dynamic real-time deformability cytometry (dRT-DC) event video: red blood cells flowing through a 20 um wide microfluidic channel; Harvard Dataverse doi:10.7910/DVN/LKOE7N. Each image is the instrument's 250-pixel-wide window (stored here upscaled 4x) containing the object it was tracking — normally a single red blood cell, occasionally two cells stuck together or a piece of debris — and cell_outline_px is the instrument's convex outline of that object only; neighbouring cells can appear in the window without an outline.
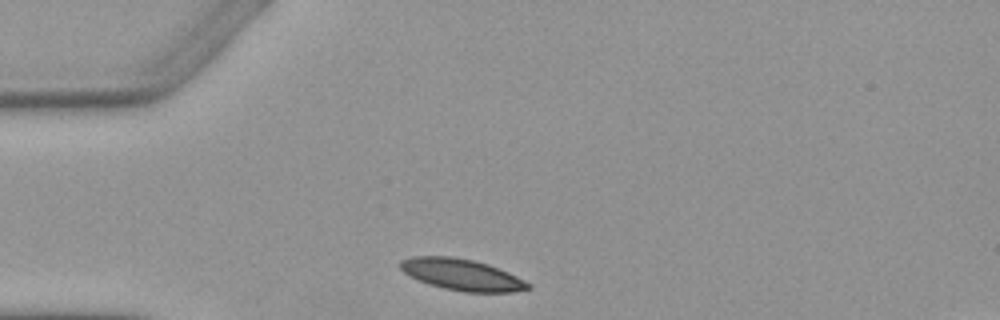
{"species": "Egyptian fruit bat (a non-hibernating species)", "species_latin": "Rousettus aegyptiacus", "temperature_condition": "warm", "stored_images_in_passage": 3, "camera_frame_rate_fps": 3000, "um_per_image_px": 0.085, "animal": {"sex": "female"}, "frame": {"image": 1, "passage_image": 1, "time_ms": 0.0, "image_size_px": [1000, 320], "cell_outline_px": [[532, 288], [512, 292], [464, 292], [444, 288], [428, 284], [404, 272], [396, 264], [400, 260], [412, 256], [452, 256], [472, 260], [488, 264], [508, 272], [532, 284]], "centroid_in_image_um": [39.25, 23.34], "position_along_channel_um": 45.8, "area_um2": 23.41}}
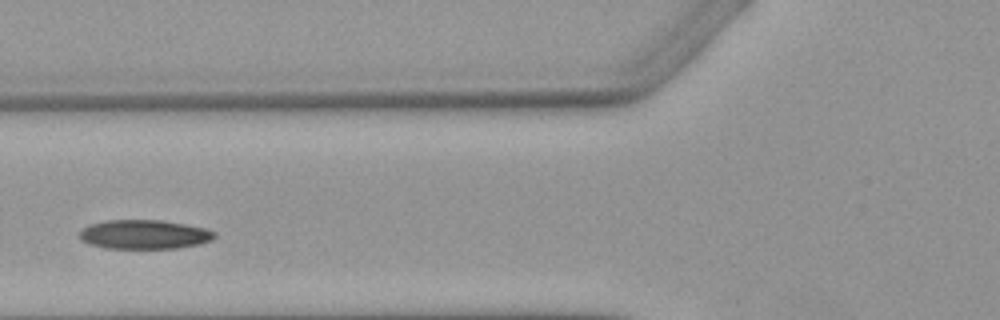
{"frame": {"image": 2, "passage_image": 3, "time_ms": 2.333, "image_size_px": [1000, 320], "cell_outline_px": [[216, 236], [212, 240], [200, 244], [176, 248], [104, 248], [88, 244], [80, 240], [80, 232], [88, 224], [108, 220], [160, 220], [184, 224], [204, 228], [216, 232]], "centroid_in_image_um": [12.25, 19.93], "position_along_channel_um": 113.6, "area_um2": 22.95}}